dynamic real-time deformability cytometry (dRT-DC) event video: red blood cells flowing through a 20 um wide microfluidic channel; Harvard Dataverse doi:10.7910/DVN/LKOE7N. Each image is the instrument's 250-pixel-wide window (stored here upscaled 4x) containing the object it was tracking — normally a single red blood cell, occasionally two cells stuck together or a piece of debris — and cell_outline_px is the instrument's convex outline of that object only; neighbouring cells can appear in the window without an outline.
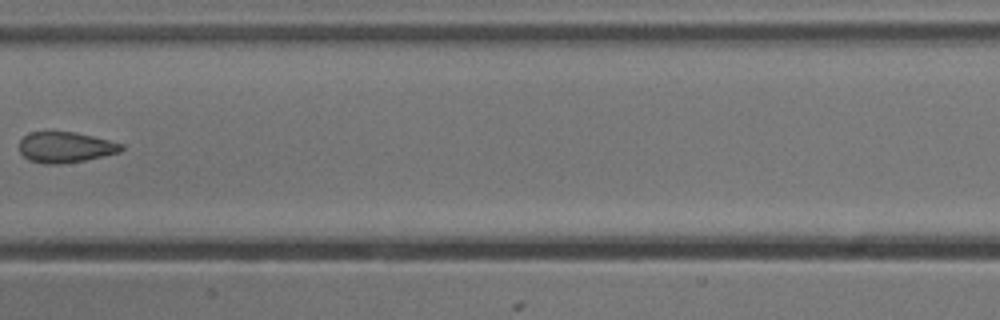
{"species": "common noctule bat (a hibernating species)", "species_latin": "Nyctalus noctula", "temperature_condition": "cold", "stored_images_in_passage": 9, "camera_frame_rate_fps": 3000, "um_per_image_px": 0.085, "animal": {"sex": "male", "body_mass_g": 13.3}, "frame": {"image": 1, "passage_image": 8, "time_ms": 2.333, "image_size_px": [1000, 320], "cell_outline_px": [[124, 148], [120, 152], [84, 160], [60, 164], [44, 164], [28, 160], [20, 152], [20, 140], [24, 136], [32, 132], [76, 132], [124, 144]], "centroid_in_image_um": [5.56, 12.52], "position_along_channel_um": 201.8, "area_um2": 18.15}}
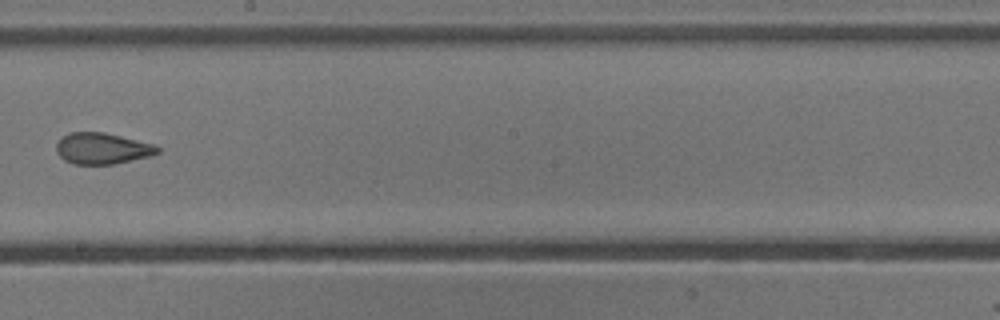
{"frame": {"image": 2, "passage_image": 9, "time_ms": 2.667, "image_size_px": [1000, 320], "cell_outline_px": [[160, 152], [152, 156], [112, 164], [72, 164], [64, 160], [56, 152], [56, 144], [60, 136], [72, 132], [104, 132], [156, 144], [160, 148]], "centroid_in_image_um": [8.7, 12.61], "position_along_channel_um": 239.5, "area_um2": 18.67}}